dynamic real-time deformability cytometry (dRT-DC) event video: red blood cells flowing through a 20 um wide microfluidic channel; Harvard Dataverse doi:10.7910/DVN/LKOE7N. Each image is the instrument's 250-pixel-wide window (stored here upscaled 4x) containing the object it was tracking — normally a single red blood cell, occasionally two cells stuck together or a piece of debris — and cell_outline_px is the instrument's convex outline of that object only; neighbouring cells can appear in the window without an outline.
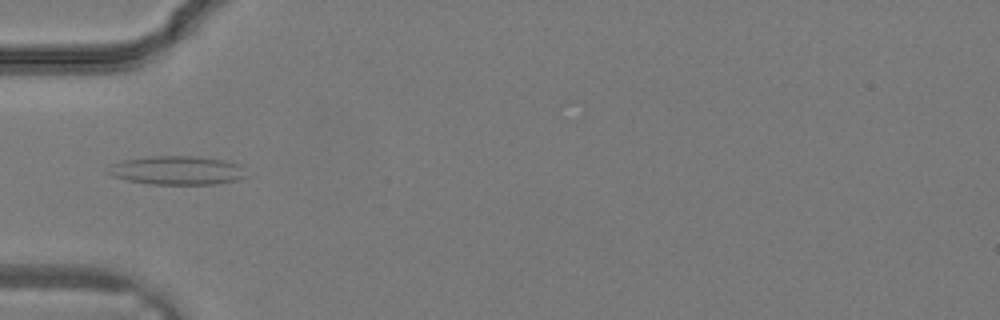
{"species": "common noctule bat (a hibernating species)", "species_latin": "Nyctalus noctula", "temperature_condition": "warm", "stored_images_in_passage": 25, "camera_frame_rate_fps": 3000, "um_per_image_px": 0.085, "animal": {"sex": "male", "body_mass_g": 19.2, "forearm_length_mm": 51.8}, "frame": {"image": 1, "passage_image": 4, "time_ms": 1.0, "image_size_px": [1000, 320], "cell_outline_px": [[248, 176], [240, 180], [216, 184], [152, 184], [128, 180], [112, 176], [108, 172], [108, 164], [124, 160], [144, 156], [196, 156], [220, 160], [240, 164], [244, 168]], "centroid_in_image_um": [15.07, 14.48], "position_along_channel_um": 69.9, "area_um2": 23.35}}
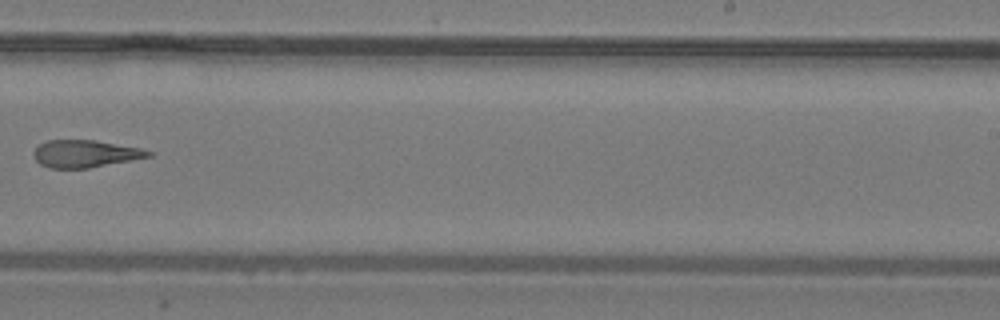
{"frame": {"image": 2, "passage_image": 14, "time_ms": 4.333, "image_size_px": [1000, 320], "cell_outline_px": [[156, 152], [152, 156], [132, 160], [88, 168], [48, 168], [40, 164], [32, 156], [32, 152], [40, 144], [48, 140], [92, 140], [140, 148]], "centroid_in_image_um": [7.23, 13.07], "position_along_channel_um": 281.8, "area_um2": 18.26}}
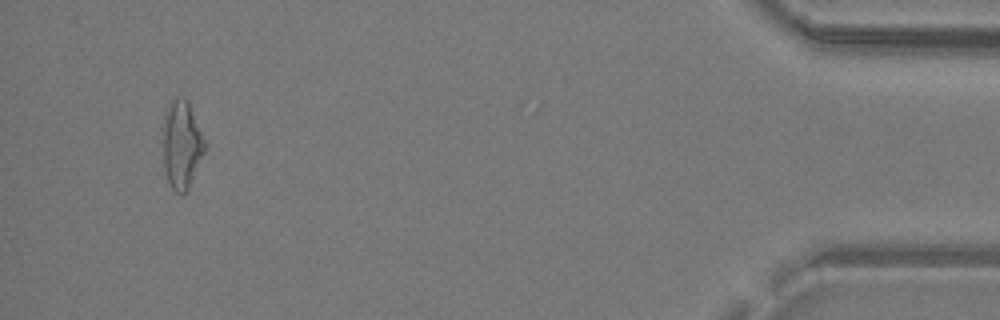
{"frame": {"image": 3, "passage_image": 24, "time_ms": 7.667, "image_size_px": [1000, 320], "cell_outline_px": [[204, 152], [188, 188], [180, 196], [168, 184], [164, 168], [164, 116], [172, 100], [184, 100], [188, 104], [204, 140]], "centroid_in_image_um": [15.42, 12.4], "position_along_channel_um": 419.8, "area_um2": 20.35}}